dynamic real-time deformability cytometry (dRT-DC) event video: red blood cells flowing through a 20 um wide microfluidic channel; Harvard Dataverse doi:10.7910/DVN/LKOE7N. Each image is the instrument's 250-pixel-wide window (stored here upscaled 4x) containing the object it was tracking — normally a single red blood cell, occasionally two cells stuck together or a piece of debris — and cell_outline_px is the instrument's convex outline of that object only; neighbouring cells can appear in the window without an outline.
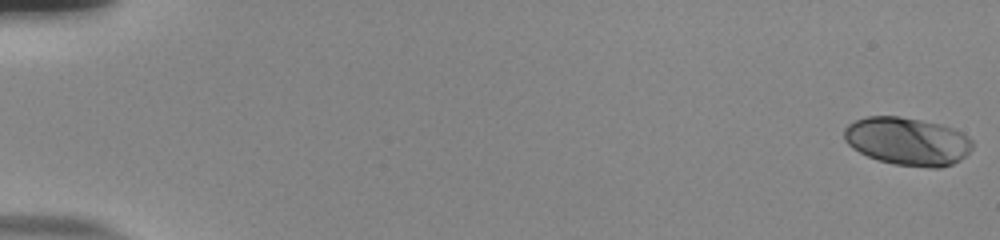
{"species": "human", "species_latin": "Homo sapiens", "temperature_condition": "room temperature", "stored_images_in_passage": 55, "camera_frame_rate_fps": 3000, "um_per_image_px": 0.085, "donor": {"sex": "male"}, "frame": {"image": 1, "passage_image": 1, "time_ms": 0.0, "image_size_px": [1000, 240], "cell_outline_px": [[972, 148], [960, 160], [952, 164], [940, 168], [932, 168], [896, 164], [880, 160], [868, 156], [852, 148], [844, 140], [844, 128], [848, 124], [856, 120], [868, 116], [900, 116], [944, 124], [956, 128], [968, 136], [972, 140]], "centroid_in_image_um": [77.16, 11.99], "position_along_channel_um": 7.8, "area_um2": 36.07}}
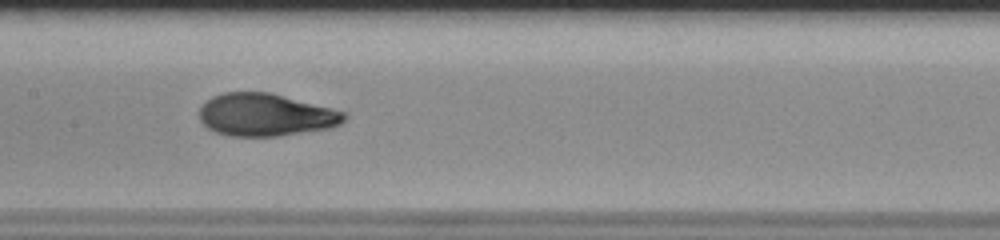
{"frame": {"image": 2, "passage_image": 29, "time_ms": 9.333, "image_size_px": [1000, 240], "cell_outline_px": [[348, 116], [340, 124], [328, 128], [276, 136], [228, 136], [216, 132], [208, 128], [200, 120], [200, 108], [212, 96], [224, 92], [268, 92], [332, 108], [344, 112]], "centroid_in_image_um": [22.56, 9.76], "position_along_channel_um": 184.8, "area_um2": 35.6}}
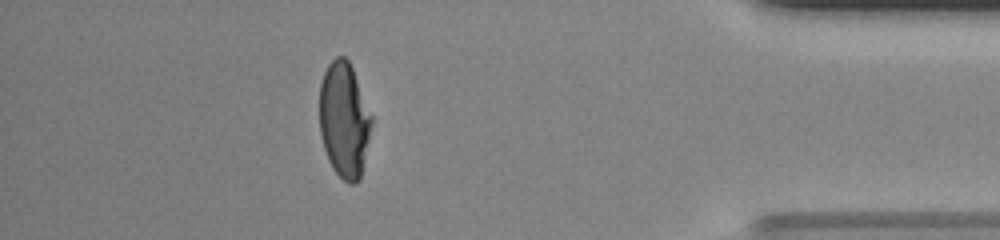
{"frame": {"image": 3, "passage_image": 49, "time_ms": 16.0, "image_size_px": [1000, 240], "cell_outline_px": [[372, 124], [360, 176], [352, 184], [348, 184], [332, 168], [328, 160], [324, 148], [320, 132], [320, 84], [324, 72], [328, 64], [336, 56], [344, 56], [348, 60], [352, 68], [372, 116]], "centroid_in_image_um": [29.24, 10.17], "position_along_channel_um": 406.0, "area_um2": 34.56}, "authors_computed_cell_mechanics": {"area_um2": 35.6626, "velocity_mm_per_s": 3.8711, "shape_relaxation_time_tau1_ms": 5.2866, "shape_relaxation_time_tau2_ms": 0.8535, "deformation_change_tau1": 0.2366, "deformation_change_tau2": 0.0586}}